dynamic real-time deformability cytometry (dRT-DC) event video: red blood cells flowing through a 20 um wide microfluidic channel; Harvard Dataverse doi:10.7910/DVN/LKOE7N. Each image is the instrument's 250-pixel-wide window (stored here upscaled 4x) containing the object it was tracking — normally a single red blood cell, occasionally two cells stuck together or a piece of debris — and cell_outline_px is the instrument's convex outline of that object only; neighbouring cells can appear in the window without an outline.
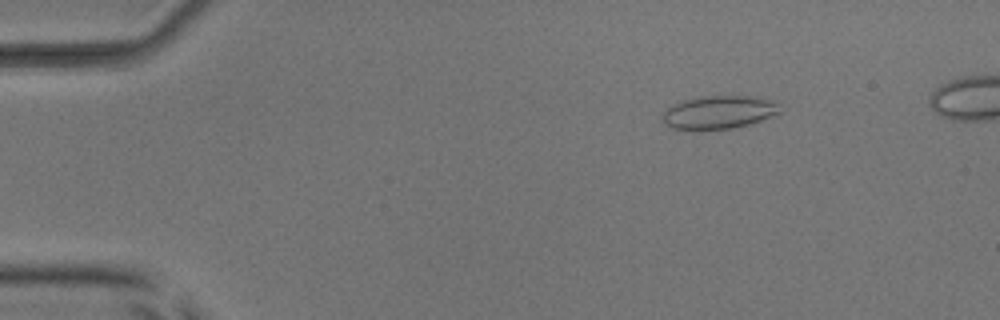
{"species": "common noctule bat (a hibernating species)", "species_latin": "Nyctalus noctula", "temperature_condition": "room temperature", "stored_images_in_passage": 48, "camera_frame_rate_fps": 3000, "um_per_image_px": 0.085, "animal": {"sex": "male", "body_mass_g": 17.9, "forearm_length_mm": 54.2}, "frame": {"image": 1, "passage_image": 6, "time_ms": 1.667, "image_size_px": [1000, 320], "cell_outline_px": [[780, 112], [760, 120], [748, 124], [732, 128], [700, 132], [692, 132], [672, 128], [664, 124], [660, 120], [664, 112], [672, 104], [680, 100], [696, 96], [756, 96], [776, 100], [780, 104]], "centroid_in_image_um": [61.03, 9.56], "position_along_channel_um": 24.0, "area_um2": 23.64}}
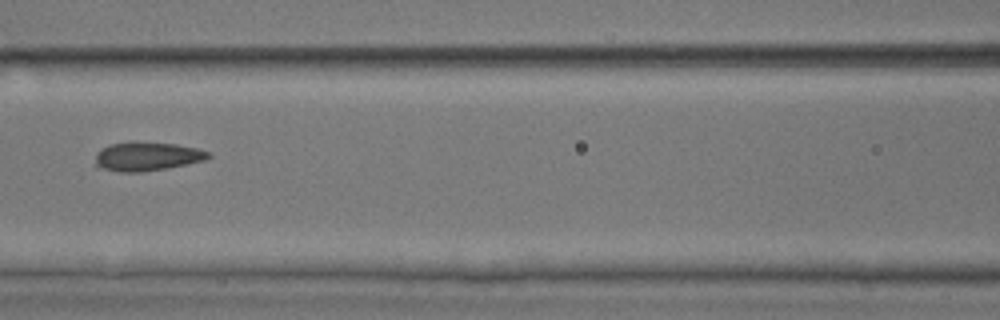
{"frame": {"image": 2, "passage_image": 22, "time_ms": 7.0, "image_size_px": [1000, 320], "cell_outline_px": [[212, 156], [204, 160], [168, 168], [140, 172], [120, 172], [96, 168], [96, 152], [100, 148], [108, 144], [132, 140], [176, 144], [196, 148], [212, 152]], "centroid_in_image_um": [12.45, 13.27], "position_along_channel_um": 154.1, "area_um2": 19.54}}
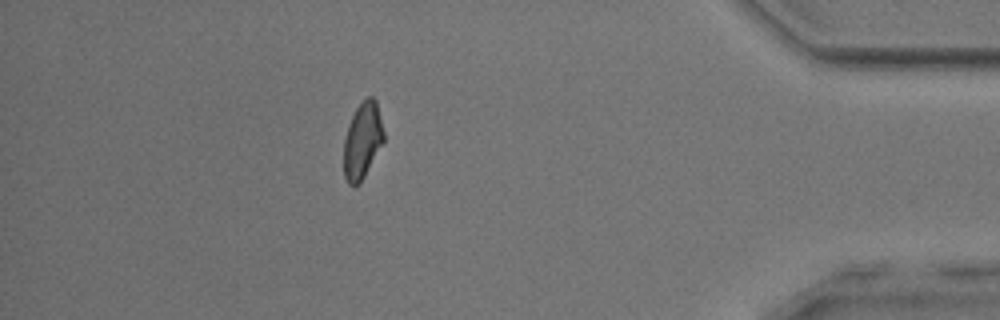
{"frame": {"image": 3, "passage_image": 44, "time_ms": 14.333, "image_size_px": [1000, 320], "cell_outline_px": [[384, 140], [360, 184], [348, 184], [344, 176], [344, 140], [348, 124], [356, 108], [368, 96], [372, 96], [376, 100], [384, 132]], "centroid_in_image_um": [30.8, 11.94], "position_along_channel_um": 404.4, "area_um2": 17.57}}